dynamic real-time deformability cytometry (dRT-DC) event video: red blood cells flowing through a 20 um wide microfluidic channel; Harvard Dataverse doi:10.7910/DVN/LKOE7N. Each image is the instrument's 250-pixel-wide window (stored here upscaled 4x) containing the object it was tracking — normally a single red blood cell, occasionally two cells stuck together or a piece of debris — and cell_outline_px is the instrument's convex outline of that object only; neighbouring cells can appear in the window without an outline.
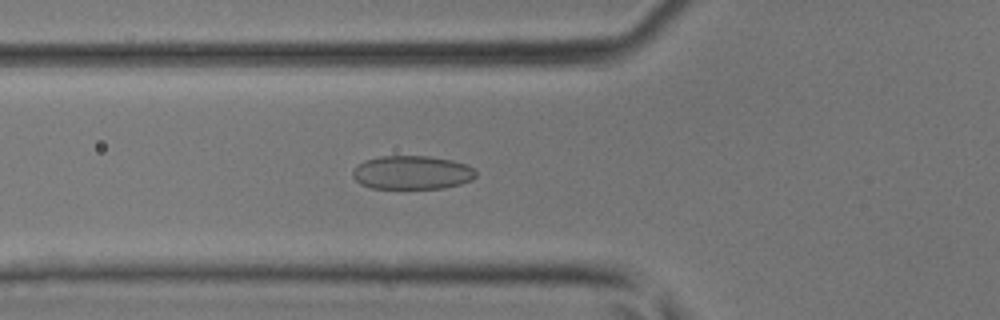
{"species": "common noctule bat (a hibernating species)", "species_latin": "Nyctalus noctula", "temperature_condition": "room temperature", "stored_images_in_passage": 30, "camera_frame_rate_fps": 3000, "um_per_image_px": 0.085, "animal": {"sex": "male", "body_mass_g": 17.9, "forearm_length_mm": 54.2}, "frame": {"image": 1, "passage_image": 2, "time_ms": 0.333, "image_size_px": [1000, 320], "cell_outline_px": [[476, 176], [472, 180], [460, 184], [444, 188], [372, 188], [360, 184], [352, 176], [352, 172], [364, 160], [380, 156], [428, 156], [452, 160], [464, 164], [472, 168], [476, 172]], "centroid_in_image_um": [35.02, 14.67], "position_along_channel_um": 90.8, "area_um2": 24.04}}
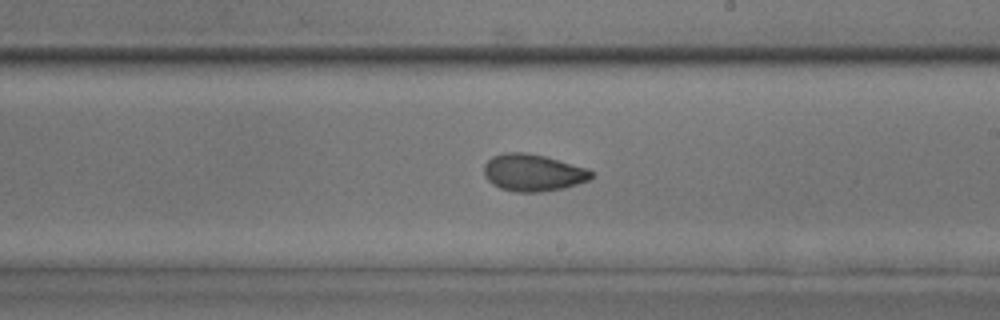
{"frame": {"image": 2, "passage_image": 12, "time_ms": 3.667, "image_size_px": [1000, 320], "cell_outline_px": [[592, 176], [588, 180], [564, 188], [540, 192], [516, 192], [500, 188], [492, 184], [484, 176], [484, 164], [492, 156], [504, 152], [524, 152], [544, 156], [588, 168], [592, 172]], "centroid_in_image_um": [45.27, 14.67], "position_along_channel_um": 243.7, "area_um2": 23.18}}
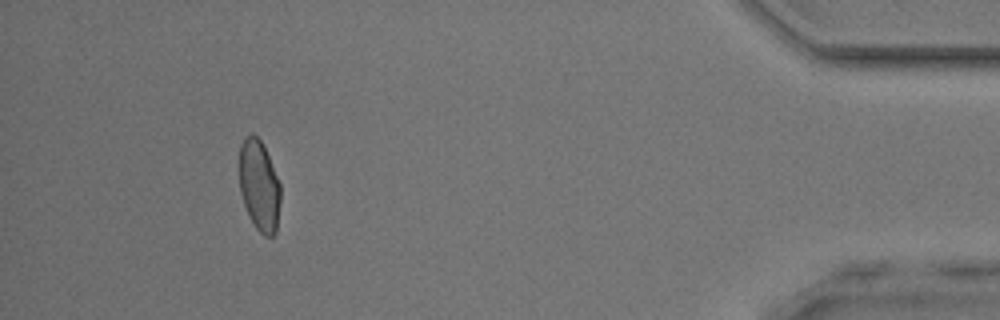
{"frame": {"image": 3, "passage_image": 27, "time_ms": 8.667, "image_size_px": [1000, 320], "cell_outline_px": [[280, 200], [276, 232], [272, 236], [264, 236], [256, 228], [248, 216], [240, 192], [240, 144], [244, 136], [252, 132], [260, 140], [268, 156], [280, 184]], "centroid_in_image_um": [22.02, 15.78], "position_along_channel_um": 413.2, "area_um2": 21.73}}